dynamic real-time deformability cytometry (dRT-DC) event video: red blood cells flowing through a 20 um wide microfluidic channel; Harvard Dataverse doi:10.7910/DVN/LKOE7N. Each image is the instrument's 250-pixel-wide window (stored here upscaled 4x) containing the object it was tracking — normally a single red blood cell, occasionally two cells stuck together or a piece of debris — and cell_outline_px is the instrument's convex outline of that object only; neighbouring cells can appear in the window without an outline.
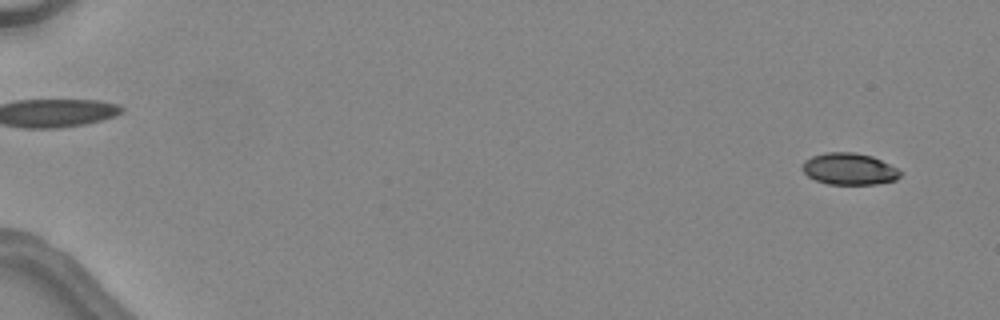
{"species": "common noctule bat (a hibernating species)", "species_latin": "Nyctalus noctula", "temperature_condition": "warm", "stored_images_in_passage": 4, "camera_frame_rate_fps": 3000, "um_per_image_px": 0.085, "animal": {"sex": "female", "body_mass_g": 24.6, "forearm_length_mm": 56.2}, "frame": {"image": 1, "passage_image": 1, "time_ms": 0.0, "image_size_px": [1000, 320], "cell_outline_px": [[900, 176], [896, 180], [876, 184], [828, 184], [816, 180], [808, 176], [804, 172], [804, 160], [812, 156], [824, 152], [852, 152], [872, 156], [896, 168], [900, 172]], "centroid_in_image_um": [72.17, 14.36], "position_along_channel_um": 12.8, "area_um2": 17.86}}